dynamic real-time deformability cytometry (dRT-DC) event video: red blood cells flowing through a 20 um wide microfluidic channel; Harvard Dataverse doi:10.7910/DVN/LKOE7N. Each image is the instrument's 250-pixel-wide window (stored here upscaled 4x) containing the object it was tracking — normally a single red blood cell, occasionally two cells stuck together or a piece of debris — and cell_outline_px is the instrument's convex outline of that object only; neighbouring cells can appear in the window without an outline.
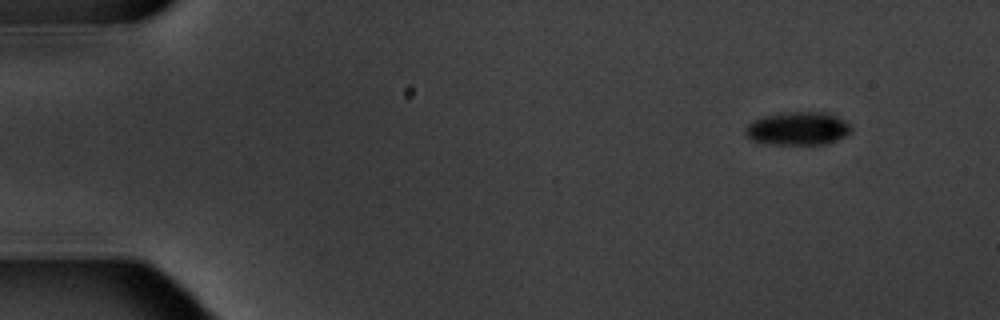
{"species": "common noctule bat (a hibernating species)", "species_latin": "Nyctalus noctula", "temperature_condition": "warm", "stored_images_in_passage": 7, "camera_frame_rate_fps": 3000, "um_per_image_px": 0.085, "animal": {"sex": "male", "body_mass_g": 20.1, "forearm_length_mm": 53.5}, "frame": {"image": 1, "passage_image": 1, "time_ms": 0.0, "image_size_px": [1000, 320], "cell_outline_px": [[852, 132], [828, 144], [768, 144], [752, 140], [744, 132], [748, 124], [752, 120], [764, 116], [788, 112], [824, 112], [836, 116], [844, 120], [852, 128]], "centroid_in_image_um": [67.82, 10.93], "position_along_channel_um": 17.2, "area_um2": 20.4}}
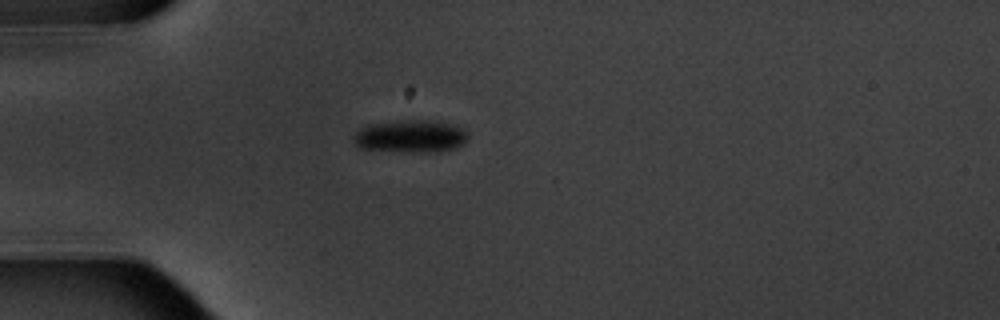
{"frame": {"image": 2, "passage_image": 4, "time_ms": 3.667, "image_size_px": [1000, 320], "cell_outline_px": [[468, 136], [456, 148], [436, 152], [400, 152], [360, 148], [356, 144], [356, 132], [360, 128], [368, 124], [416, 120], [428, 120], [452, 124], [468, 132]], "centroid_in_image_um": [34.91, 11.6], "position_along_channel_um": 50.1, "area_um2": 21.39}}